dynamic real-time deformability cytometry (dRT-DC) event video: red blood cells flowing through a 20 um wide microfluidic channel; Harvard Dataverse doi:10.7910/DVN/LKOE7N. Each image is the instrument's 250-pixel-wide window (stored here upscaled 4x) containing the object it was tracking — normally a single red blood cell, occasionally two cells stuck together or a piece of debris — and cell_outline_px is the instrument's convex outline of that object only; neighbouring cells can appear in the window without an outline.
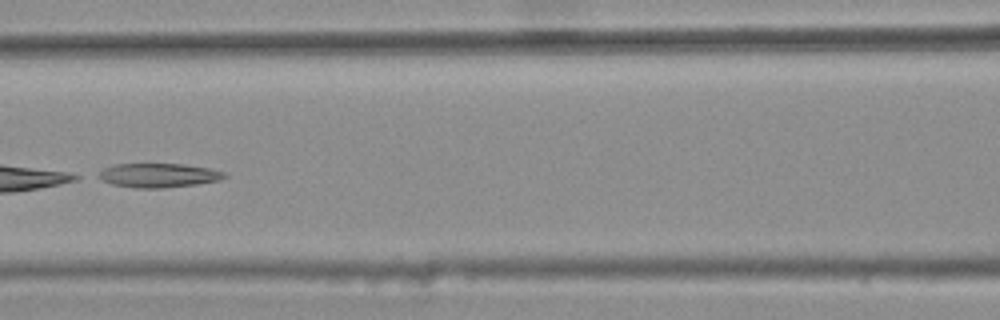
{"species": "common noctule bat (a hibernating species)", "species_latin": "Nyctalus noctula", "temperature_condition": "warm", "stored_images_in_passage": 6, "camera_frame_rate_fps": 3000, "um_per_image_px": 0.085, "animal": {"sex": "female", "body_mass_g": 25.1}, "frame": {"image": 1, "passage_image": 6, "time_ms": 1.667, "image_size_px": [1000, 320], "cell_outline_px": [[228, 176], [220, 180], [196, 184], [164, 188], [136, 188], [112, 184], [100, 180], [92, 176], [104, 168], [116, 164], [184, 164], [208, 168], [224, 172]], "centroid_in_image_um": [13.41, 14.91], "position_along_channel_um": 153.2, "area_um2": 17.86}}